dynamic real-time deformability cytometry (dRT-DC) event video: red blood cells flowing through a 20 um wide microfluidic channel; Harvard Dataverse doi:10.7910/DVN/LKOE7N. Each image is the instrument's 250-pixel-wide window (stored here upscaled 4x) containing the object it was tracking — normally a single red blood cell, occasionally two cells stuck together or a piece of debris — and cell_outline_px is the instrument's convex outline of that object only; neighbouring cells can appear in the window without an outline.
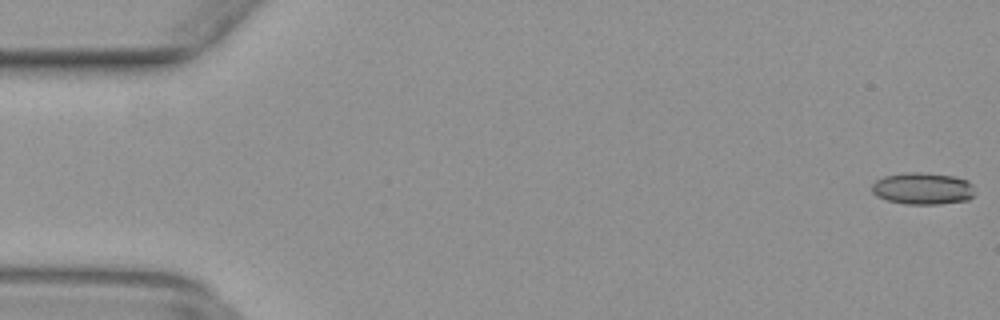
{"species": "common noctule bat (a hibernating species)", "species_latin": "Nyctalus noctula", "temperature_condition": "warm", "stored_images_in_passage": 46, "camera_frame_rate_fps": 3000, "um_per_image_px": 0.085, "animal": {"sex": "female", "body_mass_g": 29.2, "forearm_length_mm": 56.3}, "frame": {"image": 1, "passage_image": 1, "time_ms": 0.0, "image_size_px": [1000, 320], "cell_outline_px": [[972, 196], [968, 200], [940, 204], [904, 204], [888, 200], [876, 196], [872, 192], [872, 184], [876, 180], [884, 176], [904, 172], [924, 172], [956, 176], [968, 180], [972, 184]], "centroid_in_image_um": [78.42, 16.01], "position_along_channel_um": 6.6, "area_um2": 19.31}}
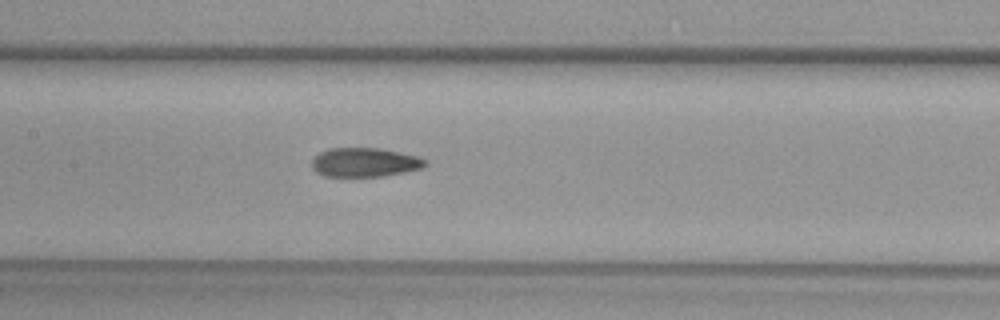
{"frame": {"image": 2, "passage_image": 24, "time_ms": 7.667, "image_size_px": [1000, 320], "cell_outline_px": [[428, 164], [424, 168], [384, 176], [324, 176], [316, 172], [312, 168], [312, 160], [320, 152], [328, 148], [380, 148], [400, 152], [416, 156], [428, 160]], "centroid_in_image_um": [31.03, 13.8], "position_along_channel_um": 176.4, "area_um2": 19.31}}
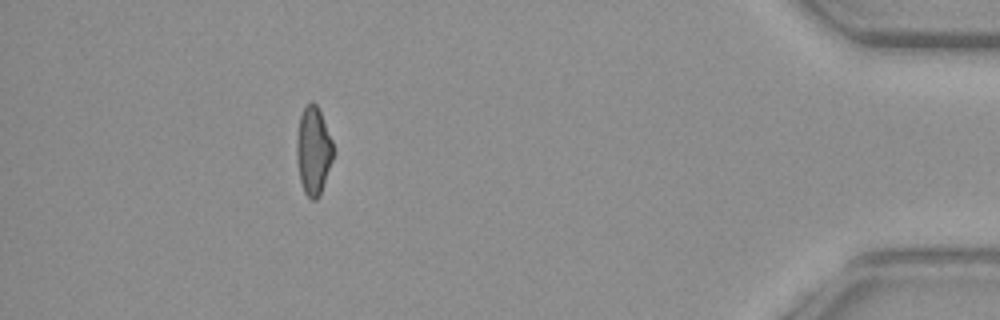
{"frame": {"image": 3, "passage_image": 45, "time_ms": 14.667, "image_size_px": [1000, 320], "cell_outline_px": [[332, 160], [320, 196], [316, 200], [312, 200], [304, 192], [300, 180], [296, 160], [296, 140], [300, 116], [304, 108], [312, 100], [316, 104], [320, 112], [332, 140]], "centroid_in_image_um": [26.61, 12.83], "position_along_channel_um": 408.6, "area_um2": 18.61}}